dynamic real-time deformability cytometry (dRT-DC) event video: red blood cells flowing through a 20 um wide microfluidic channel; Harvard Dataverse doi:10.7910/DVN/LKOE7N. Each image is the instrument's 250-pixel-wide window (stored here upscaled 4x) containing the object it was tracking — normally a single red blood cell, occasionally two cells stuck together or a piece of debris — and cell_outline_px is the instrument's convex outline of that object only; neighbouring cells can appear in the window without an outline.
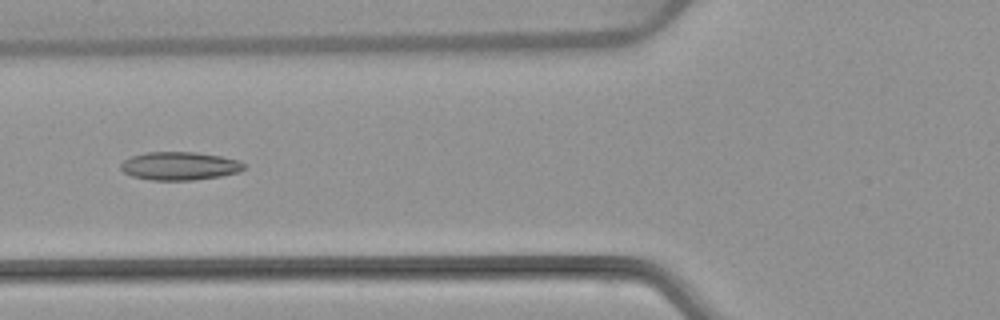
{"species": "common noctule bat (a hibernating species)", "species_latin": "Nyctalus noctula", "temperature_condition": "warm", "stored_images_in_passage": 5, "camera_frame_rate_fps": 3000, "um_per_image_px": 0.085, "animal": {"sex": "female", "body_mass_g": 22.7, "forearm_length_mm": 54.2}, "frame": {"image": 1, "passage_image": 5, "time_ms": 4.667, "image_size_px": [1000, 320], "cell_outline_px": [[248, 164], [240, 172], [220, 176], [196, 180], [152, 180], [132, 176], [124, 172], [120, 168], [120, 164], [124, 160], [132, 156], [144, 152], [196, 152], [220, 156], [240, 160]], "centroid_in_image_um": [15.3, 14.1], "position_along_channel_um": 110.5, "area_um2": 20.46}}